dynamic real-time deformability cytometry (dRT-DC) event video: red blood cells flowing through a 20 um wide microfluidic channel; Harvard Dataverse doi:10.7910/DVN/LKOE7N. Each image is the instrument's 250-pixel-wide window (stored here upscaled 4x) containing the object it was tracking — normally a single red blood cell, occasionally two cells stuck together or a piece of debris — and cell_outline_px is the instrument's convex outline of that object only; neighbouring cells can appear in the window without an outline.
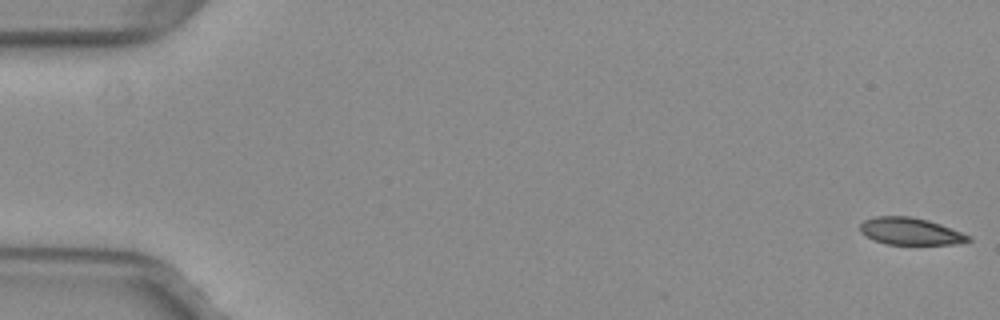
{"species": "common noctule bat (a hibernating species)", "species_latin": "Nyctalus noctula", "temperature_condition": "warm", "stored_images_in_passage": 52, "camera_frame_rate_fps": 3000, "um_per_image_px": 0.085, "animal": {"sex": "female", "body_mass_g": 29.2, "forearm_length_mm": 56.3}, "frame": {"image": 1, "passage_image": 1, "time_ms": 0.0, "image_size_px": [1000, 320], "cell_outline_px": [[972, 240], [956, 244], [888, 244], [876, 240], [860, 232], [860, 224], [864, 220], [876, 216], [912, 216], [928, 220], [940, 224], [972, 236]], "centroid_in_image_um": [77.41, 19.65], "position_along_channel_um": 7.6, "area_um2": 16.99}}
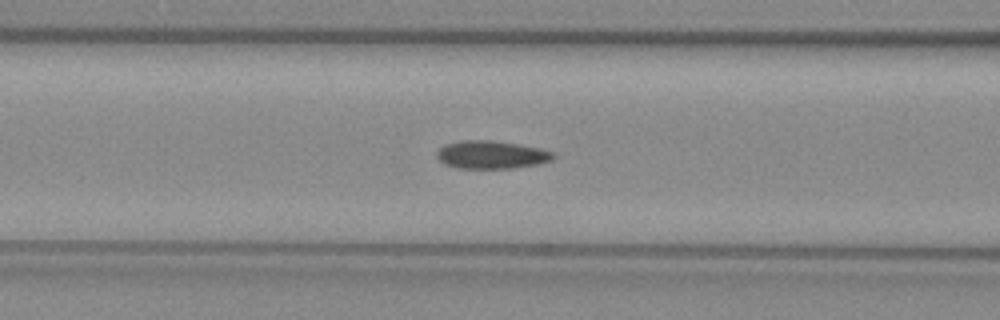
{"frame": {"image": 2, "passage_image": 22, "time_ms": 7.0, "image_size_px": [1000, 320], "cell_outline_px": [[556, 156], [552, 160], [536, 164], [512, 168], [456, 168], [444, 164], [436, 156], [436, 152], [444, 144], [464, 140], [492, 140], [520, 144], [540, 148], [556, 152]], "centroid_in_image_um": [41.78, 13.14], "position_along_channel_um": 124.8, "area_um2": 19.13}}
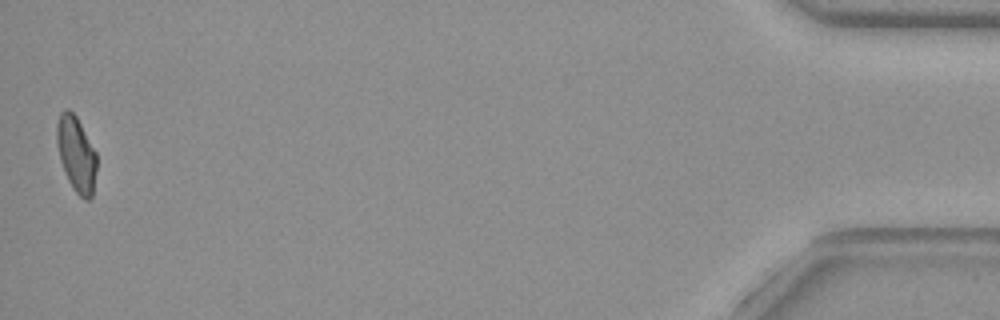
{"frame": {"image": 3, "passage_image": 52, "time_ms": 17.0, "image_size_px": [1000, 320], "cell_outline_px": [[96, 172], [92, 196], [88, 200], [84, 200], [72, 188], [68, 180], [60, 160], [56, 144], [56, 124], [60, 112], [68, 108], [76, 116], [96, 152]], "centroid_in_image_um": [6.47, 13.1], "position_along_channel_um": 428.7, "area_um2": 17.57}, "authors_computed_cell_mechanics": {"area_um2": 18.4671, "velocity_mm_per_s": 3.9952, "shape_relaxation_time_tau1_ms": null, "shape_relaxation_time_tau2_ms": 2.4224, "deformation_change_tau1": null, "deformation_change_tau2": 0.0516}}